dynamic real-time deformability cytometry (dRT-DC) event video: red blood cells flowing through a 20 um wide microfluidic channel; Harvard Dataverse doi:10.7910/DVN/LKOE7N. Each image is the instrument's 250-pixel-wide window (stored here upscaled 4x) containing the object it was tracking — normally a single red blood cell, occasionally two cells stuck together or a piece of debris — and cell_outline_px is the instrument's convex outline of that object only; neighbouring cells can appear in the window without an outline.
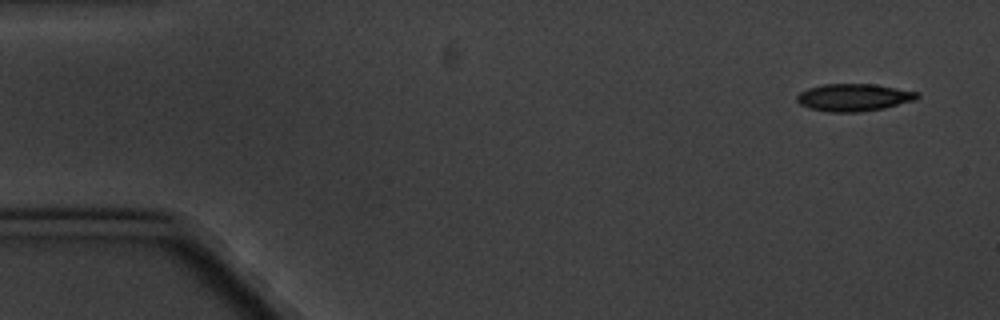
{"species": "common noctule bat (a hibernating species)", "species_latin": "Nyctalus noctula", "temperature_condition": "cold", "stored_images_in_passage": 6, "camera_frame_rate_fps": 3000, "um_per_image_px": 0.085, "animal": {"sex": "male", "body_mass_g": 20.1, "forearm_length_mm": 53.5}, "frame": {"image": 1, "passage_image": 1, "time_ms": 0.0, "image_size_px": [1000, 320], "cell_outline_px": [[920, 96], [916, 100], [884, 108], [860, 112], [828, 112], [808, 108], [800, 104], [796, 100], [796, 96], [800, 92], [808, 88], [824, 84], [876, 84], [916, 92]], "centroid_in_image_um": [72.55, 8.29], "position_along_channel_um": 12.5, "area_um2": 19.25}}
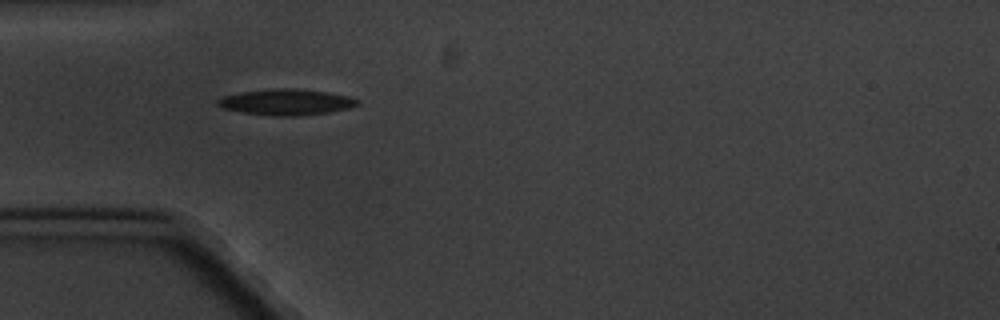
{"frame": {"image": 2, "passage_image": 5, "time_ms": 4.667, "image_size_px": [1000, 320], "cell_outline_px": [[360, 104], [348, 108], [328, 112], [296, 116], [272, 116], [240, 112], [220, 108], [216, 104], [216, 100], [224, 96], [240, 92], [276, 88], [300, 88], [328, 92], [348, 96], [360, 100]], "centroid_in_image_um": [24.31, 8.67], "position_along_channel_um": 60.7, "area_um2": 21.39}}